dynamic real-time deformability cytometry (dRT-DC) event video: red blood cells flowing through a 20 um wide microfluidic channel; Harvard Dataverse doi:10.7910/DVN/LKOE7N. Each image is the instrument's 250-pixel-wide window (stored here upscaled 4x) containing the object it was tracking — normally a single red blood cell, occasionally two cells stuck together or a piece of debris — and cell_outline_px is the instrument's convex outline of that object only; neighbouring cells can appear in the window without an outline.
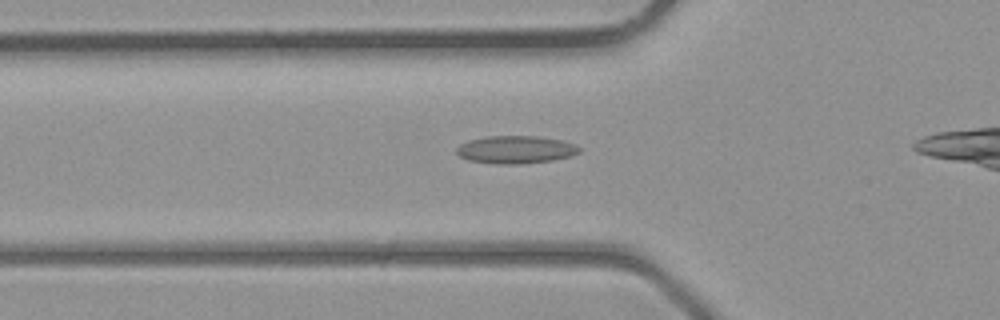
{"species": "common noctule bat (a hibernating species)", "species_latin": "Nyctalus noctula", "temperature_condition": "room temperature", "stored_images_in_passage": 30, "camera_frame_rate_fps": 3000, "um_per_image_px": 0.085, "animal": {"sex": "male", "body_mass_g": 23.1, "forearm_length_mm": 52.7}, "frame": {"image": 1, "passage_image": 8, "time_ms": 2.333, "image_size_px": [1000, 320], "cell_outline_px": [[580, 152], [572, 156], [552, 160], [520, 164], [496, 164], [468, 160], [460, 156], [456, 152], [456, 148], [460, 144], [468, 140], [488, 136], [536, 136], [560, 140], [576, 144], [580, 148]], "centroid_in_image_um": [43.83, 12.72], "position_along_channel_um": 82.0, "area_um2": 19.88}}
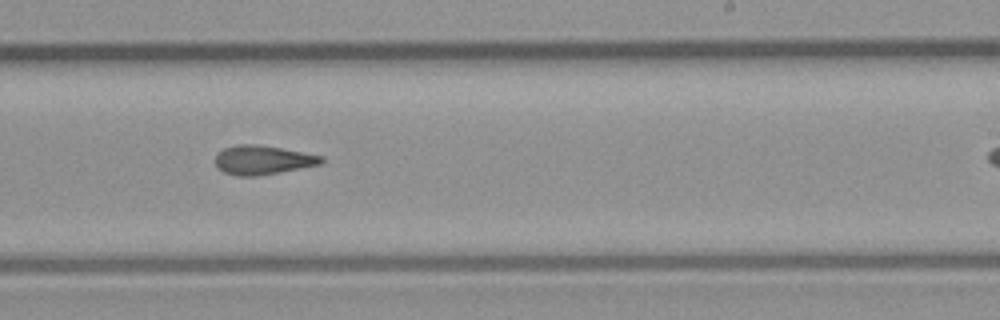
{"frame": {"image": 2, "passage_image": 19, "time_ms": 6.0, "image_size_px": [1000, 320], "cell_outline_px": [[324, 160], [320, 164], [280, 172], [256, 176], [236, 176], [224, 172], [216, 164], [216, 156], [224, 148], [236, 144], [256, 144], [280, 148], [324, 156]], "centroid_in_image_um": [22.33, 13.6], "position_along_channel_um": 266.7, "area_um2": 17.74}}
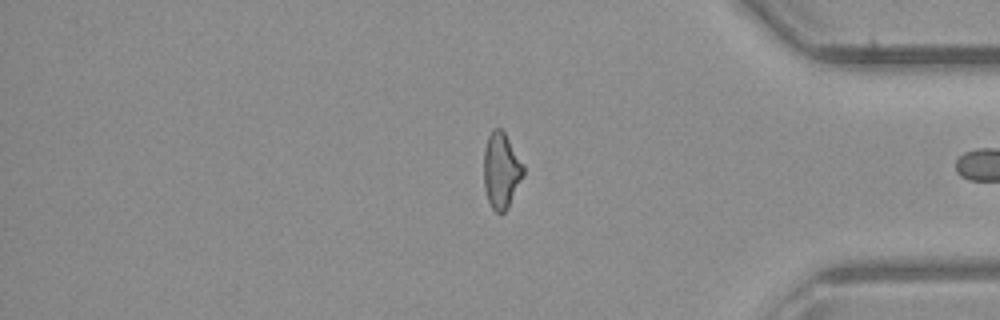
{"frame": {"image": 3, "passage_image": 28, "time_ms": 9.0, "image_size_px": [1000, 320], "cell_outline_px": [[524, 172], [508, 208], [500, 216], [492, 208], [488, 200], [484, 188], [484, 148], [488, 136], [492, 128], [500, 128], [504, 132], [524, 164]], "centroid_in_image_um": [42.59, 14.49], "position_along_channel_um": 392.6, "area_um2": 17.51}}